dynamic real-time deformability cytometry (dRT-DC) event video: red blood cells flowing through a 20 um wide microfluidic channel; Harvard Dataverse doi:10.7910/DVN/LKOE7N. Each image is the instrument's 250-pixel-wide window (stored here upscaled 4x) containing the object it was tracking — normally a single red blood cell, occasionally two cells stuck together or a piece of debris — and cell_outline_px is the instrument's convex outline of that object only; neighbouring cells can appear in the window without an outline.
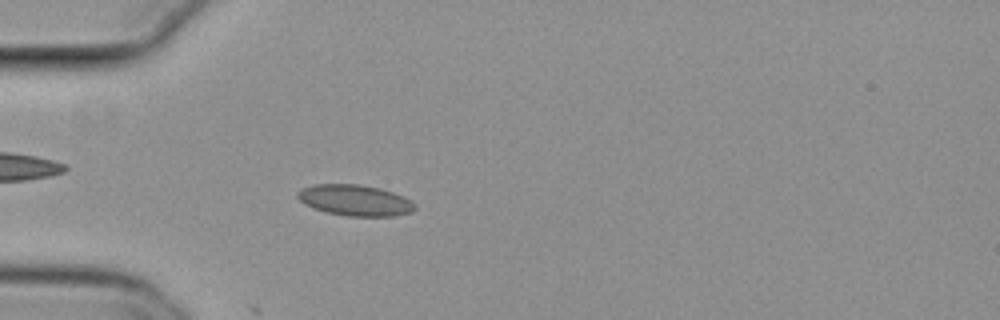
{"species": "common noctule bat (a hibernating species)", "species_latin": "Nyctalus noctula", "temperature_condition": "cold", "stored_images_in_passage": 20, "camera_frame_rate_fps": 3000, "um_per_image_px": 0.085, "animal": {"sex": "female", "body_mass_g": 29.2, "forearm_length_mm": 56.3}, "frame": {"image": 1, "passage_image": 10, "time_ms": 3.0, "image_size_px": [1000, 320], "cell_outline_px": [[416, 208], [412, 212], [392, 216], [348, 216], [324, 212], [312, 208], [304, 204], [296, 196], [296, 192], [300, 188], [316, 184], [360, 184], [380, 188], [404, 196], [412, 200], [416, 204]], "centroid_in_image_um": [30.16, 17.02], "position_along_channel_um": 54.8, "area_um2": 21.5}}
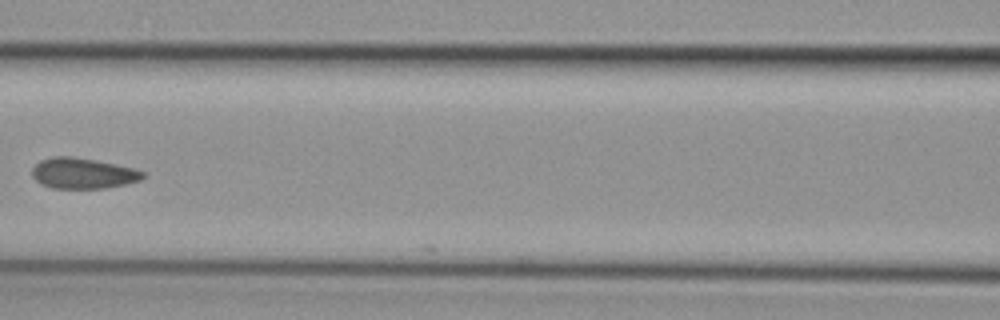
{"frame": {"image": 2, "passage_image": 19, "time_ms": 6.0, "image_size_px": [1000, 320], "cell_outline_px": [[144, 176], [140, 180], [124, 184], [104, 188], [52, 188], [40, 184], [32, 176], [32, 168], [40, 160], [52, 156], [72, 156], [96, 160], [136, 168], [144, 172]], "centroid_in_image_um": [7.03, 14.72], "position_along_channel_um": 159.6, "area_um2": 19.88}}